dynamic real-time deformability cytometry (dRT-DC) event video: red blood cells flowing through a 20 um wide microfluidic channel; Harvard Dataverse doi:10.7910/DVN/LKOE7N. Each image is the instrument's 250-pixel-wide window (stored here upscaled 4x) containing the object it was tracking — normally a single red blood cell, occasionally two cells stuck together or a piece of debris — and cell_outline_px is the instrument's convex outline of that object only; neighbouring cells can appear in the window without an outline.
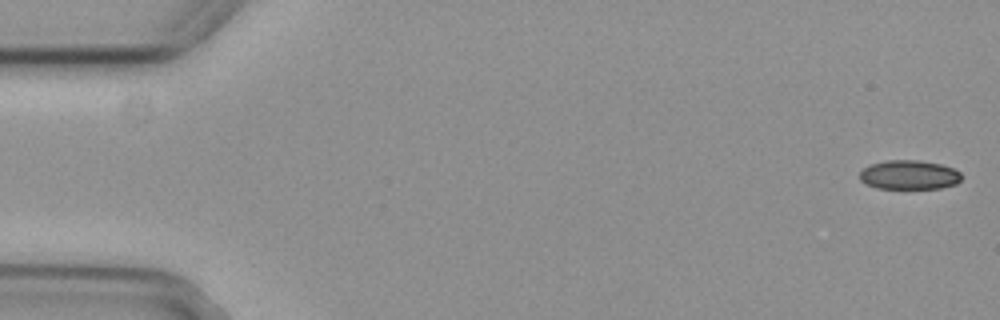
{"species": "common noctule bat (a hibernating species)", "species_latin": "Nyctalus noctula", "temperature_condition": "cold", "stored_images_in_passage": 6, "camera_frame_rate_fps": 3000, "um_per_image_px": 0.085, "animal": {"sex": "female", "body_mass_g": 29.2, "forearm_length_mm": 56.3}, "frame": {"image": 1, "passage_image": 1, "time_ms": 0.0, "image_size_px": [1000, 320], "cell_outline_px": [[960, 180], [956, 184], [940, 188], [876, 188], [864, 184], [860, 180], [860, 172], [868, 164], [888, 160], [920, 160], [940, 164], [952, 168], [960, 172]], "centroid_in_image_um": [77.24, 14.86], "position_along_channel_um": 7.8, "area_um2": 17.34}}
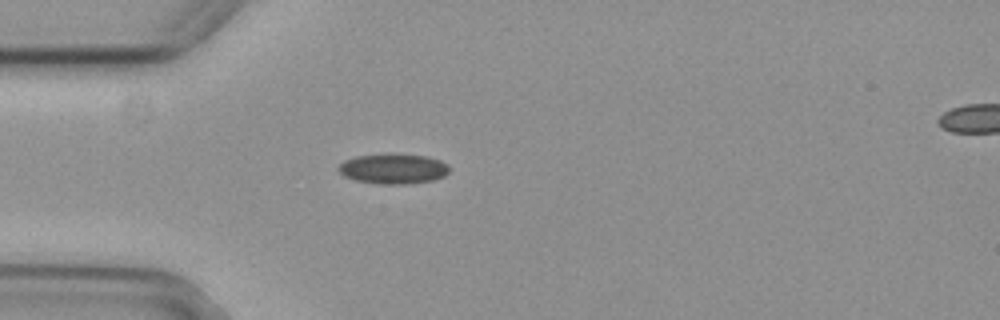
{"frame": {"image": 2, "passage_image": 5, "time_ms": 1.333, "image_size_px": [1000, 320], "cell_outline_px": [[448, 172], [444, 176], [432, 180], [408, 184], [380, 184], [356, 180], [344, 176], [340, 172], [340, 164], [344, 160], [356, 156], [388, 152], [428, 156], [440, 160], [448, 164]], "centroid_in_image_um": [33.44, 14.32], "position_along_channel_um": 51.6, "area_um2": 19.71}}